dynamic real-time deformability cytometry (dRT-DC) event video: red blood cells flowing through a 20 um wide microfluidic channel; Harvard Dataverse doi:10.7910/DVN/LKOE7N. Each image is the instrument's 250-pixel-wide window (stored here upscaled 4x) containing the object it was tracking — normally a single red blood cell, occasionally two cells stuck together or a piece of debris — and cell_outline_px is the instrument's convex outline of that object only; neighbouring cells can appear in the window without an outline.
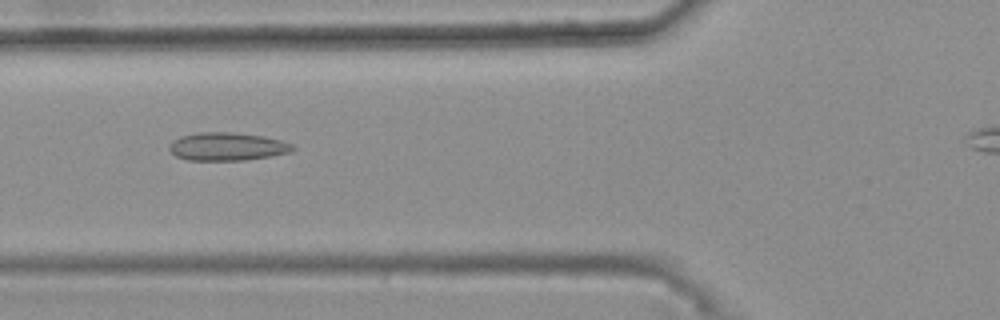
{"species": "common noctule bat (a hibernating species)", "species_latin": "Nyctalus noctula", "temperature_condition": "warm", "stored_images_in_passage": 40, "camera_frame_rate_fps": 3000, "um_per_image_px": 0.085, "animal": {"sex": "female", "body_mass_g": 25.1}, "frame": {"image": 1, "passage_image": 11, "time_ms": 3.333, "image_size_px": [1000, 320], "cell_outline_px": [[296, 148], [292, 152], [244, 160], [188, 160], [176, 156], [168, 148], [172, 140], [180, 136], [196, 132], [232, 132], [264, 136], [280, 140], [292, 144]], "centroid_in_image_um": [19.3, 12.45], "position_along_channel_um": 106.5, "area_um2": 20.23}}
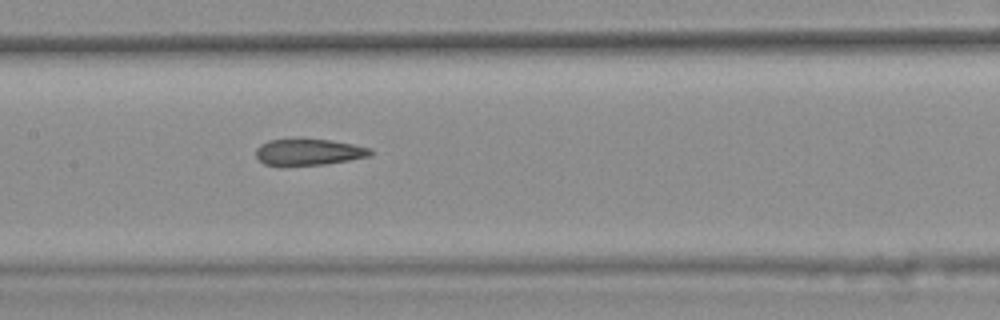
{"frame": {"image": 2, "passage_image": 17, "time_ms": 5.333, "image_size_px": [1000, 320], "cell_outline_px": [[372, 156], [324, 164], [280, 168], [264, 164], [256, 156], [256, 148], [260, 144], [268, 140], [300, 136], [328, 140], [352, 144], [372, 148]], "centroid_in_image_um": [26.16, 12.92], "position_along_channel_um": 181.2, "area_um2": 18.73}}
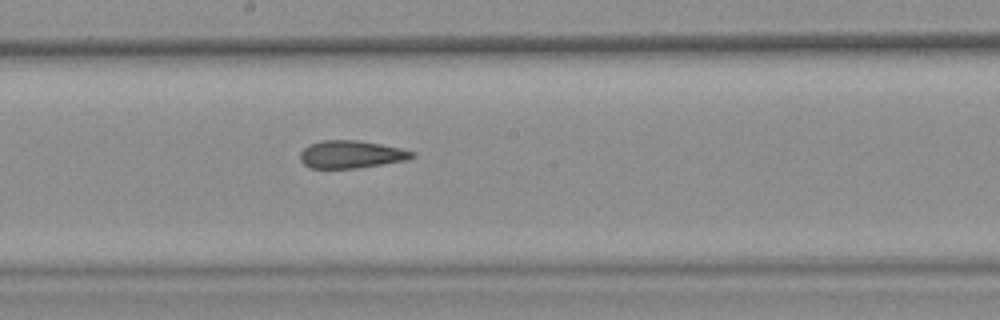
{"frame": {"image": 3, "passage_image": 20, "time_ms": 6.333, "image_size_px": [1000, 320], "cell_outline_px": [[416, 156], [408, 160], [356, 168], [308, 168], [300, 160], [300, 152], [308, 144], [320, 140], [356, 140], [380, 144], [400, 148], [416, 152]], "centroid_in_image_um": [29.84, 13.12], "position_along_channel_um": 218.4, "area_um2": 18.15}, "authors_computed_cell_mechanics": {"area_um2": 18.5538, "velocity_mm_per_s": 3.728, "shape_relaxation_time_tau1_ms": null, "shape_relaxation_time_tau2_ms": 2.6649, "deformation_change_tau1": null, "deformation_change_tau2": 0.1039}}